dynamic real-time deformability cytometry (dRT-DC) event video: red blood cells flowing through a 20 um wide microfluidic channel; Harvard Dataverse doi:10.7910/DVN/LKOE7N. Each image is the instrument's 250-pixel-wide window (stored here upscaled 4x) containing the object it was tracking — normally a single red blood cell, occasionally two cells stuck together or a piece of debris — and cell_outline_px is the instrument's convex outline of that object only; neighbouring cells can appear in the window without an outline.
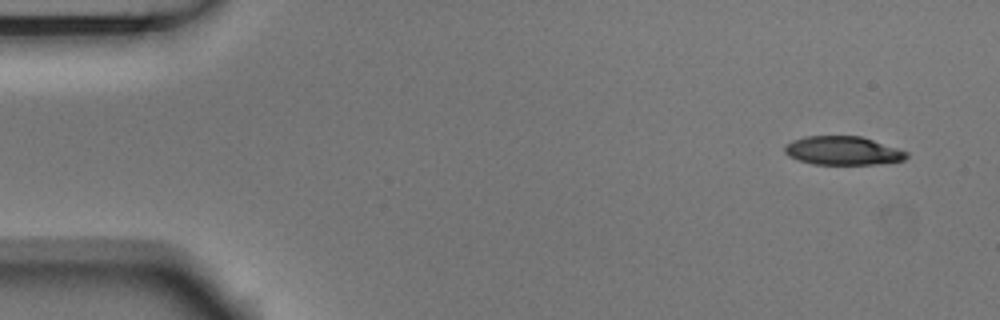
{"species": "Egyptian fruit bat (a non-hibernating species)", "species_latin": "Rousettus aegyptiacus", "temperature_condition": "room temperature", "stored_images_in_passage": 3, "camera_frame_rate_fps": 3000, "um_per_image_px": 0.085, "animal": {"sex": "male"}, "frame": {"image": 1, "passage_image": 1, "time_ms": 0.0, "image_size_px": [1000, 320], "cell_outline_px": [[908, 156], [904, 160], [876, 164], [812, 164], [788, 156], [784, 152], [784, 144], [792, 140], [804, 136], [860, 136], [908, 152]], "centroid_in_image_um": [71.59, 12.8], "position_along_channel_um": 13.4, "area_um2": 20.23}}